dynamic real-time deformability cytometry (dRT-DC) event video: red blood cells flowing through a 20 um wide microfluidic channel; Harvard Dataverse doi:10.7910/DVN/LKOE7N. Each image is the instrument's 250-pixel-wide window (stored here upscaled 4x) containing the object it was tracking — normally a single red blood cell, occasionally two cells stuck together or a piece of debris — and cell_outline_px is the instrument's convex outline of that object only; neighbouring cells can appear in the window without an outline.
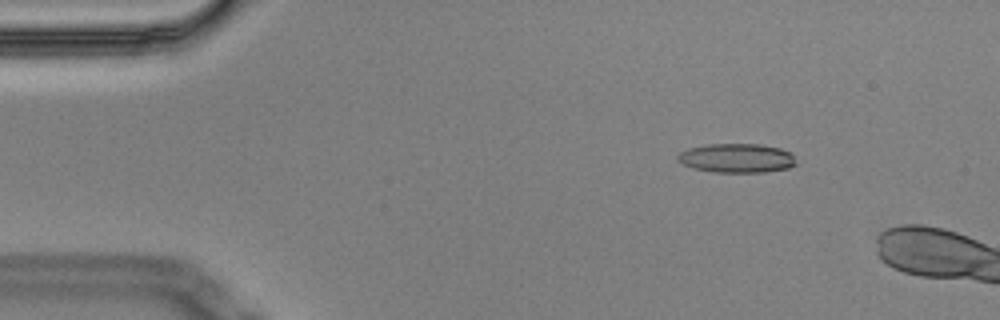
{"species": "Egyptian fruit bat (a non-hibernating species)", "species_latin": "Rousettus aegyptiacus", "temperature_condition": "cold", "stored_images_in_passage": 5, "camera_frame_rate_fps": 3000, "um_per_image_px": 0.085, "animal": {"sex": "male"}, "frame": {"image": 1, "passage_image": 3, "time_ms": 0.667, "image_size_px": [1000, 320], "cell_outline_px": [[796, 164], [788, 168], [764, 172], [712, 172], [692, 168], [676, 160], [676, 156], [680, 152], [688, 148], [708, 144], [760, 144], [780, 148], [792, 152]], "centroid_in_image_um": [62.61, 13.44], "position_along_channel_um": 22.4, "area_um2": 20.23}}